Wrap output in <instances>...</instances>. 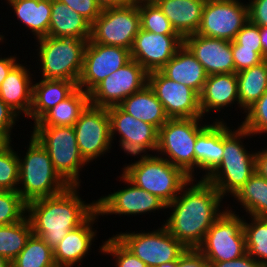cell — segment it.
I'll return each mask as SVG.
<instances>
[{
	"label": "cell",
	"mask_w": 267,
	"mask_h": 267,
	"mask_svg": "<svg viewBox=\"0 0 267 267\" xmlns=\"http://www.w3.org/2000/svg\"><path fill=\"white\" fill-rule=\"evenodd\" d=\"M19 21L31 30L36 40L48 36L51 0H7Z\"/></svg>",
	"instance_id": "obj_30"
},
{
	"label": "cell",
	"mask_w": 267,
	"mask_h": 267,
	"mask_svg": "<svg viewBox=\"0 0 267 267\" xmlns=\"http://www.w3.org/2000/svg\"><path fill=\"white\" fill-rule=\"evenodd\" d=\"M248 21V6L239 0L206 1L196 34L233 41Z\"/></svg>",
	"instance_id": "obj_13"
},
{
	"label": "cell",
	"mask_w": 267,
	"mask_h": 267,
	"mask_svg": "<svg viewBox=\"0 0 267 267\" xmlns=\"http://www.w3.org/2000/svg\"><path fill=\"white\" fill-rule=\"evenodd\" d=\"M158 267H210V265L197 249H187L178 261L163 263Z\"/></svg>",
	"instance_id": "obj_45"
},
{
	"label": "cell",
	"mask_w": 267,
	"mask_h": 267,
	"mask_svg": "<svg viewBox=\"0 0 267 267\" xmlns=\"http://www.w3.org/2000/svg\"><path fill=\"white\" fill-rule=\"evenodd\" d=\"M226 125L224 123L222 161L204 178L218 190L223 198L229 193L233 197L255 173L256 158V153L247 151L245 145L241 142L244 137L251 135L250 132L241 125L233 131Z\"/></svg>",
	"instance_id": "obj_3"
},
{
	"label": "cell",
	"mask_w": 267,
	"mask_h": 267,
	"mask_svg": "<svg viewBox=\"0 0 267 267\" xmlns=\"http://www.w3.org/2000/svg\"><path fill=\"white\" fill-rule=\"evenodd\" d=\"M208 263L210 267H263L262 264L252 258L248 253L234 260Z\"/></svg>",
	"instance_id": "obj_48"
},
{
	"label": "cell",
	"mask_w": 267,
	"mask_h": 267,
	"mask_svg": "<svg viewBox=\"0 0 267 267\" xmlns=\"http://www.w3.org/2000/svg\"><path fill=\"white\" fill-rule=\"evenodd\" d=\"M157 0H135V2H156Z\"/></svg>",
	"instance_id": "obj_55"
},
{
	"label": "cell",
	"mask_w": 267,
	"mask_h": 267,
	"mask_svg": "<svg viewBox=\"0 0 267 267\" xmlns=\"http://www.w3.org/2000/svg\"><path fill=\"white\" fill-rule=\"evenodd\" d=\"M194 180L191 179L166 205L173 210L164 224L187 249H197L209 228L225 211L219 208L223 197L218 190L205 179L201 178L196 184H193Z\"/></svg>",
	"instance_id": "obj_1"
},
{
	"label": "cell",
	"mask_w": 267,
	"mask_h": 267,
	"mask_svg": "<svg viewBox=\"0 0 267 267\" xmlns=\"http://www.w3.org/2000/svg\"><path fill=\"white\" fill-rule=\"evenodd\" d=\"M248 20L259 27L267 26V0H249Z\"/></svg>",
	"instance_id": "obj_46"
},
{
	"label": "cell",
	"mask_w": 267,
	"mask_h": 267,
	"mask_svg": "<svg viewBox=\"0 0 267 267\" xmlns=\"http://www.w3.org/2000/svg\"><path fill=\"white\" fill-rule=\"evenodd\" d=\"M107 111L110 117L111 140L119 133V146L125 153L137 156L157 150L159 130L155 126L134 118L119 105L108 107Z\"/></svg>",
	"instance_id": "obj_16"
},
{
	"label": "cell",
	"mask_w": 267,
	"mask_h": 267,
	"mask_svg": "<svg viewBox=\"0 0 267 267\" xmlns=\"http://www.w3.org/2000/svg\"><path fill=\"white\" fill-rule=\"evenodd\" d=\"M243 218L227 207L209 228L197 248L208 262L234 260L247 253Z\"/></svg>",
	"instance_id": "obj_9"
},
{
	"label": "cell",
	"mask_w": 267,
	"mask_h": 267,
	"mask_svg": "<svg viewBox=\"0 0 267 267\" xmlns=\"http://www.w3.org/2000/svg\"><path fill=\"white\" fill-rule=\"evenodd\" d=\"M233 197L249 216H267V180L256 172Z\"/></svg>",
	"instance_id": "obj_33"
},
{
	"label": "cell",
	"mask_w": 267,
	"mask_h": 267,
	"mask_svg": "<svg viewBox=\"0 0 267 267\" xmlns=\"http://www.w3.org/2000/svg\"><path fill=\"white\" fill-rule=\"evenodd\" d=\"M147 84L148 72L137 61L131 59L89 93L90 104L105 108L119 105Z\"/></svg>",
	"instance_id": "obj_12"
},
{
	"label": "cell",
	"mask_w": 267,
	"mask_h": 267,
	"mask_svg": "<svg viewBox=\"0 0 267 267\" xmlns=\"http://www.w3.org/2000/svg\"><path fill=\"white\" fill-rule=\"evenodd\" d=\"M245 113L246 117L240 125L248 130L251 136L267 133V91Z\"/></svg>",
	"instance_id": "obj_40"
},
{
	"label": "cell",
	"mask_w": 267,
	"mask_h": 267,
	"mask_svg": "<svg viewBox=\"0 0 267 267\" xmlns=\"http://www.w3.org/2000/svg\"><path fill=\"white\" fill-rule=\"evenodd\" d=\"M155 3L182 38L197 33L206 1L157 0Z\"/></svg>",
	"instance_id": "obj_26"
},
{
	"label": "cell",
	"mask_w": 267,
	"mask_h": 267,
	"mask_svg": "<svg viewBox=\"0 0 267 267\" xmlns=\"http://www.w3.org/2000/svg\"><path fill=\"white\" fill-rule=\"evenodd\" d=\"M4 39L3 35H0V41L2 42Z\"/></svg>",
	"instance_id": "obj_56"
},
{
	"label": "cell",
	"mask_w": 267,
	"mask_h": 267,
	"mask_svg": "<svg viewBox=\"0 0 267 267\" xmlns=\"http://www.w3.org/2000/svg\"><path fill=\"white\" fill-rule=\"evenodd\" d=\"M234 43L239 45V48L253 49L262 57L261 37L259 34V26L249 20L244 24L242 29L235 36Z\"/></svg>",
	"instance_id": "obj_42"
},
{
	"label": "cell",
	"mask_w": 267,
	"mask_h": 267,
	"mask_svg": "<svg viewBox=\"0 0 267 267\" xmlns=\"http://www.w3.org/2000/svg\"><path fill=\"white\" fill-rule=\"evenodd\" d=\"M16 56H10V57H0V85L4 81V79L7 77L8 73L11 71V69L18 63L16 60Z\"/></svg>",
	"instance_id": "obj_50"
},
{
	"label": "cell",
	"mask_w": 267,
	"mask_h": 267,
	"mask_svg": "<svg viewBox=\"0 0 267 267\" xmlns=\"http://www.w3.org/2000/svg\"><path fill=\"white\" fill-rule=\"evenodd\" d=\"M148 154L140 155V159L125 166L122 173L140 189L157 196L168 205L191 177L159 155Z\"/></svg>",
	"instance_id": "obj_5"
},
{
	"label": "cell",
	"mask_w": 267,
	"mask_h": 267,
	"mask_svg": "<svg viewBox=\"0 0 267 267\" xmlns=\"http://www.w3.org/2000/svg\"><path fill=\"white\" fill-rule=\"evenodd\" d=\"M11 142V135L5 130H0V154L11 146Z\"/></svg>",
	"instance_id": "obj_52"
},
{
	"label": "cell",
	"mask_w": 267,
	"mask_h": 267,
	"mask_svg": "<svg viewBox=\"0 0 267 267\" xmlns=\"http://www.w3.org/2000/svg\"><path fill=\"white\" fill-rule=\"evenodd\" d=\"M160 71L169 79L190 87L198 95L208 77L202 64L184 44Z\"/></svg>",
	"instance_id": "obj_25"
},
{
	"label": "cell",
	"mask_w": 267,
	"mask_h": 267,
	"mask_svg": "<svg viewBox=\"0 0 267 267\" xmlns=\"http://www.w3.org/2000/svg\"><path fill=\"white\" fill-rule=\"evenodd\" d=\"M231 51L235 65V73L256 66L264 59L253 49L239 48V45L231 41Z\"/></svg>",
	"instance_id": "obj_43"
},
{
	"label": "cell",
	"mask_w": 267,
	"mask_h": 267,
	"mask_svg": "<svg viewBox=\"0 0 267 267\" xmlns=\"http://www.w3.org/2000/svg\"><path fill=\"white\" fill-rule=\"evenodd\" d=\"M11 264L14 267H57L53 249L34 234L30 235L24 249Z\"/></svg>",
	"instance_id": "obj_35"
},
{
	"label": "cell",
	"mask_w": 267,
	"mask_h": 267,
	"mask_svg": "<svg viewBox=\"0 0 267 267\" xmlns=\"http://www.w3.org/2000/svg\"><path fill=\"white\" fill-rule=\"evenodd\" d=\"M73 127L80 153L88 164L111 149L110 117L107 108L89 104Z\"/></svg>",
	"instance_id": "obj_14"
},
{
	"label": "cell",
	"mask_w": 267,
	"mask_h": 267,
	"mask_svg": "<svg viewBox=\"0 0 267 267\" xmlns=\"http://www.w3.org/2000/svg\"><path fill=\"white\" fill-rule=\"evenodd\" d=\"M259 34L261 37L262 58L267 59V26L259 27Z\"/></svg>",
	"instance_id": "obj_53"
},
{
	"label": "cell",
	"mask_w": 267,
	"mask_h": 267,
	"mask_svg": "<svg viewBox=\"0 0 267 267\" xmlns=\"http://www.w3.org/2000/svg\"><path fill=\"white\" fill-rule=\"evenodd\" d=\"M141 29L138 2L124 7L102 9L91 26V40L107 46L131 49Z\"/></svg>",
	"instance_id": "obj_10"
},
{
	"label": "cell",
	"mask_w": 267,
	"mask_h": 267,
	"mask_svg": "<svg viewBox=\"0 0 267 267\" xmlns=\"http://www.w3.org/2000/svg\"><path fill=\"white\" fill-rule=\"evenodd\" d=\"M115 237L147 267L178 261L187 248L173 237L163 225L152 232H124Z\"/></svg>",
	"instance_id": "obj_11"
},
{
	"label": "cell",
	"mask_w": 267,
	"mask_h": 267,
	"mask_svg": "<svg viewBox=\"0 0 267 267\" xmlns=\"http://www.w3.org/2000/svg\"><path fill=\"white\" fill-rule=\"evenodd\" d=\"M183 44L202 64L208 76L235 73L231 41L191 34L183 38Z\"/></svg>",
	"instance_id": "obj_20"
},
{
	"label": "cell",
	"mask_w": 267,
	"mask_h": 267,
	"mask_svg": "<svg viewBox=\"0 0 267 267\" xmlns=\"http://www.w3.org/2000/svg\"><path fill=\"white\" fill-rule=\"evenodd\" d=\"M99 216L96 210L82 225L68 231L60 243L53 249L57 267H73L82 262L89 253L96 231L92 228ZM78 262V263H77Z\"/></svg>",
	"instance_id": "obj_21"
},
{
	"label": "cell",
	"mask_w": 267,
	"mask_h": 267,
	"mask_svg": "<svg viewBox=\"0 0 267 267\" xmlns=\"http://www.w3.org/2000/svg\"><path fill=\"white\" fill-rule=\"evenodd\" d=\"M92 24L82 15L58 0H51L48 36L89 40Z\"/></svg>",
	"instance_id": "obj_27"
},
{
	"label": "cell",
	"mask_w": 267,
	"mask_h": 267,
	"mask_svg": "<svg viewBox=\"0 0 267 267\" xmlns=\"http://www.w3.org/2000/svg\"><path fill=\"white\" fill-rule=\"evenodd\" d=\"M119 106L134 118L149 123L158 130L169 119L163 105L148 84L125 98Z\"/></svg>",
	"instance_id": "obj_29"
},
{
	"label": "cell",
	"mask_w": 267,
	"mask_h": 267,
	"mask_svg": "<svg viewBox=\"0 0 267 267\" xmlns=\"http://www.w3.org/2000/svg\"><path fill=\"white\" fill-rule=\"evenodd\" d=\"M141 29L155 34L179 35L155 2H138Z\"/></svg>",
	"instance_id": "obj_37"
},
{
	"label": "cell",
	"mask_w": 267,
	"mask_h": 267,
	"mask_svg": "<svg viewBox=\"0 0 267 267\" xmlns=\"http://www.w3.org/2000/svg\"><path fill=\"white\" fill-rule=\"evenodd\" d=\"M79 186H69L62 193L42 197L27 203L26 216L32 234L41 237L54 249L71 231L82 225L97 209L96 201L85 203L78 193Z\"/></svg>",
	"instance_id": "obj_2"
},
{
	"label": "cell",
	"mask_w": 267,
	"mask_h": 267,
	"mask_svg": "<svg viewBox=\"0 0 267 267\" xmlns=\"http://www.w3.org/2000/svg\"><path fill=\"white\" fill-rule=\"evenodd\" d=\"M19 182L18 154L12 146L0 154V190L17 191Z\"/></svg>",
	"instance_id": "obj_39"
},
{
	"label": "cell",
	"mask_w": 267,
	"mask_h": 267,
	"mask_svg": "<svg viewBox=\"0 0 267 267\" xmlns=\"http://www.w3.org/2000/svg\"><path fill=\"white\" fill-rule=\"evenodd\" d=\"M27 153L19 160V182L17 191L28 203L32 200L51 197L65 191L69 185L55 171L50 155L31 134Z\"/></svg>",
	"instance_id": "obj_4"
},
{
	"label": "cell",
	"mask_w": 267,
	"mask_h": 267,
	"mask_svg": "<svg viewBox=\"0 0 267 267\" xmlns=\"http://www.w3.org/2000/svg\"><path fill=\"white\" fill-rule=\"evenodd\" d=\"M202 119L169 118L161 126L158 134L156 152L160 155L159 157L168 160L172 165L182 169L191 179H195L194 145L196 138L208 125L207 123L202 124Z\"/></svg>",
	"instance_id": "obj_7"
},
{
	"label": "cell",
	"mask_w": 267,
	"mask_h": 267,
	"mask_svg": "<svg viewBox=\"0 0 267 267\" xmlns=\"http://www.w3.org/2000/svg\"><path fill=\"white\" fill-rule=\"evenodd\" d=\"M27 214V202L18 191L0 190V226L17 223Z\"/></svg>",
	"instance_id": "obj_38"
},
{
	"label": "cell",
	"mask_w": 267,
	"mask_h": 267,
	"mask_svg": "<svg viewBox=\"0 0 267 267\" xmlns=\"http://www.w3.org/2000/svg\"><path fill=\"white\" fill-rule=\"evenodd\" d=\"M121 180L128 186L124 189L101 196L96 201V209L99 215H140L146 212H154L160 209H166V204L157 196L140 189L132 183L123 173L120 175Z\"/></svg>",
	"instance_id": "obj_18"
},
{
	"label": "cell",
	"mask_w": 267,
	"mask_h": 267,
	"mask_svg": "<svg viewBox=\"0 0 267 267\" xmlns=\"http://www.w3.org/2000/svg\"><path fill=\"white\" fill-rule=\"evenodd\" d=\"M101 245V253L110 254L115 259V267H147V265L128 250L114 235Z\"/></svg>",
	"instance_id": "obj_41"
},
{
	"label": "cell",
	"mask_w": 267,
	"mask_h": 267,
	"mask_svg": "<svg viewBox=\"0 0 267 267\" xmlns=\"http://www.w3.org/2000/svg\"><path fill=\"white\" fill-rule=\"evenodd\" d=\"M86 18L91 24L101 14V7L96 0H58Z\"/></svg>",
	"instance_id": "obj_44"
},
{
	"label": "cell",
	"mask_w": 267,
	"mask_h": 267,
	"mask_svg": "<svg viewBox=\"0 0 267 267\" xmlns=\"http://www.w3.org/2000/svg\"><path fill=\"white\" fill-rule=\"evenodd\" d=\"M32 234L27 216L17 223L0 226V254L10 263L24 249Z\"/></svg>",
	"instance_id": "obj_34"
},
{
	"label": "cell",
	"mask_w": 267,
	"mask_h": 267,
	"mask_svg": "<svg viewBox=\"0 0 267 267\" xmlns=\"http://www.w3.org/2000/svg\"><path fill=\"white\" fill-rule=\"evenodd\" d=\"M11 263L0 254V267H9Z\"/></svg>",
	"instance_id": "obj_54"
},
{
	"label": "cell",
	"mask_w": 267,
	"mask_h": 267,
	"mask_svg": "<svg viewBox=\"0 0 267 267\" xmlns=\"http://www.w3.org/2000/svg\"><path fill=\"white\" fill-rule=\"evenodd\" d=\"M182 45L183 38L180 35L155 34L140 29L134 38L130 55L149 73L160 70Z\"/></svg>",
	"instance_id": "obj_19"
},
{
	"label": "cell",
	"mask_w": 267,
	"mask_h": 267,
	"mask_svg": "<svg viewBox=\"0 0 267 267\" xmlns=\"http://www.w3.org/2000/svg\"><path fill=\"white\" fill-rule=\"evenodd\" d=\"M251 222L244 220L247 253L260 264H267V216H250Z\"/></svg>",
	"instance_id": "obj_36"
},
{
	"label": "cell",
	"mask_w": 267,
	"mask_h": 267,
	"mask_svg": "<svg viewBox=\"0 0 267 267\" xmlns=\"http://www.w3.org/2000/svg\"><path fill=\"white\" fill-rule=\"evenodd\" d=\"M239 108L245 111L267 91V61L236 73Z\"/></svg>",
	"instance_id": "obj_32"
},
{
	"label": "cell",
	"mask_w": 267,
	"mask_h": 267,
	"mask_svg": "<svg viewBox=\"0 0 267 267\" xmlns=\"http://www.w3.org/2000/svg\"><path fill=\"white\" fill-rule=\"evenodd\" d=\"M19 115L0 98V130L10 135Z\"/></svg>",
	"instance_id": "obj_47"
},
{
	"label": "cell",
	"mask_w": 267,
	"mask_h": 267,
	"mask_svg": "<svg viewBox=\"0 0 267 267\" xmlns=\"http://www.w3.org/2000/svg\"><path fill=\"white\" fill-rule=\"evenodd\" d=\"M89 104V94L77 88L69 97L48 110L34 126H74Z\"/></svg>",
	"instance_id": "obj_31"
},
{
	"label": "cell",
	"mask_w": 267,
	"mask_h": 267,
	"mask_svg": "<svg viewBox=\"0 0 267 267\" xmlns=\"http://www.w3.org/2000/svg\"><path fill=\"white\" fill-rule=\"evenodd\" d=\"M236 102L239 106L236 73L213 74L207 77L199 95V106L204 117L210 111H221Z\"/></svg>",
	"instance_id": "obj_22"
},
{
	"label": "cell",
	"mask_w": 267,
	"mask_h": 267,
	"mask_svg": "<svg viewBox=\"0 0 267 267\" xmlns=\"http://www.w3.org/2000/svg\"><path fill=\"white\" fill-rule=\"evenodd\" d=\"M255 158V172L267 180V148L257 151Z\"/></svg>",
	"instance_id": "obj_49"
},
{
	"label": "cell",
	"mask_w": 267,
	"mask_h": 267,
	"mask_svg": "<svg viewBox=\"0 0 267 267\" xmlns=\"http://www.w3.org/2000/svg\"><path fill=\"white\" fill-rule=\"evenodd\" d=\"M77 88V83L70 80L42 79L33 83L29 119H33L35 124L48 110L69 97Z\"/></svg>",
	"instance_id": "obj_28"
},
{
	"label": "cell",
	"mask_w": 267,
	"mask_h": 267,
	"mask_svg": "<svg viewBox=\"0 0 267 267\" xmlns=\"http://www.w3.org/2000/svg\"><path fill=\"white\" fill-rule=\"evenodd\" d=\"M43 79L78 83L86 44L89 40L46 36L37 39Z\"/></svg>",
	"instance_id": "obj_8"
},
{
	"label": "cell",
	"mask_w": 267,
	"mask_h": 267,
	"mask_svg": "<svg viewBox=\"0 0 267 267\" xmlns=\"http://www.w3.org/2000/svg\"><path fill=\"white\" fill-rule=\"evenodd\" d=\"M32 135L50 155L55 171L69 186H79L88 163L80 153L73 126H34ZM83 167V168H82Z\"/></svg>",
	"instance_id": "obj_6"
},
{
	"label": "cell",
	"mask_w": 267,
	"mask_h": 267,
	"mask_svg": "<svg viewBox=\"0 0 267 267\" xmlns=\"http://www.w3.org/2000/svg\"><path fill=\"white\" fill-rule=\"evenodd\" d=\"M222 120V121H221ZM209 124L197 135L194 145L195 170H205L206 178L222 161L224 150V120Z\"/></svg>",
	"instance_id": "obj_23"
},
{
	"label": "cell",
	"mask_w": 267,
	"mask_h": 267,
	"mask_svg": "<svg viewBox=\"0 0 267 267\" xmlns=\"http://www.w3.org/2000/svg\"><path fill=\"white\" fill-rule=\"evenodd\" d=\"M31 80L29 69L18 62L0 85V98L19 116L21 112L29 116L33 94Z\"/></svg>",
	"instance_id": "obj_24"
},
{
	"label": "cell",
	"mask_w": 267,
	"mask_h": 267,
	"mask_svg": "<svg viewBox=\"0 0 267 267\" xmlns=\"http://www.w3.org/2000/svg\"><path fill=\"white\" fill-rule=\"evenodd\" d=\"M101 9L124 7L135 2V0H96Z\"/></svg>",
	"instance_id": "obj_51"
},
{
	"label": "cell",
	"mask_w": 267,
	"mask_h": 267,
	"mask_svg": "<svg viewBox=\"0 0 267 267\" xmlns=\"http://www.w3.org/2000/svg\"><path fill=\"white\" fill-rule=\"evenodd\" d=\"M148 85L169 118H203L199 95L190 87L169 79L160 70L148 73Z\"/></svg>",
	"instance_id": "obj_17"
},
{
	"label": "cell",
	"mask_w": 267,
	"mask_h": 267,
	"mask_svg": "<svg viewBox=\"0 0 267 267\" xmlns=\"http://www.w3.org/2000/svg\"><path fill=\"white\" fill-rule=\"evenodd\" d=\"M131 60L130 50L120 46L86 44L83 67L78 80V88L88 94L106 77L123 67Z\"/></svg>",
	"instance_id": "obj_15"
}]
</instances>
